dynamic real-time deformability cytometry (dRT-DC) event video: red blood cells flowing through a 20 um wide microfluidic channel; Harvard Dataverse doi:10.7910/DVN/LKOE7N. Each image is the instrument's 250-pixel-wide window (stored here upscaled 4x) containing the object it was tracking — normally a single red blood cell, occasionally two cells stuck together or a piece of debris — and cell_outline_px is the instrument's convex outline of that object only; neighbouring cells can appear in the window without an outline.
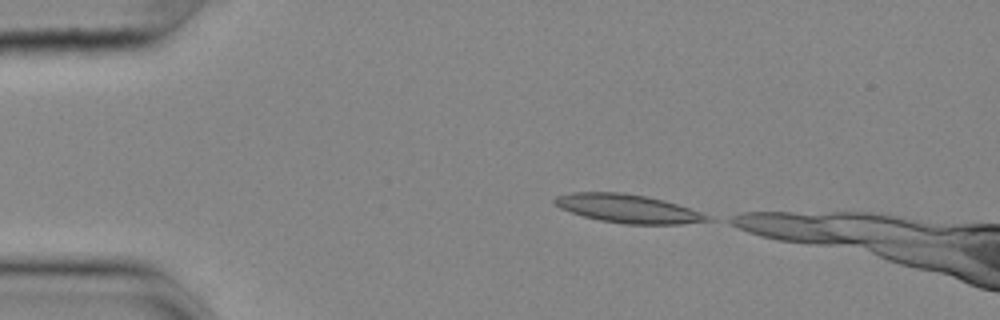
{"species": "common noctule bat (a hibernating species)", "species_latin": "Nyctalus noctula", "temperature_condition": "cold", "stored_images_in_passage": 11, "camera_frame_rate_fps": 3000, "um_per_image_px": 0.085, "animal": {"sex": "female", "body_mass_g": 25.1}, "frame": {"image": 1, "passage_image": 1, "time_ms": 0.0, "image_size_px": [1000, 320], "cell_outline_px": [[716, 220], [680, 224], [624, 224], [600, 220], [584, 216], [560, 208], [552, 204], [552, 200], [556, 196], [568, 192], [624, 192], [664, 200], [712, 216]], "centroid_in_image_um": [53.36, 17.73], "position_along_channel_um": 31.6, "area_um2": 25.43}}
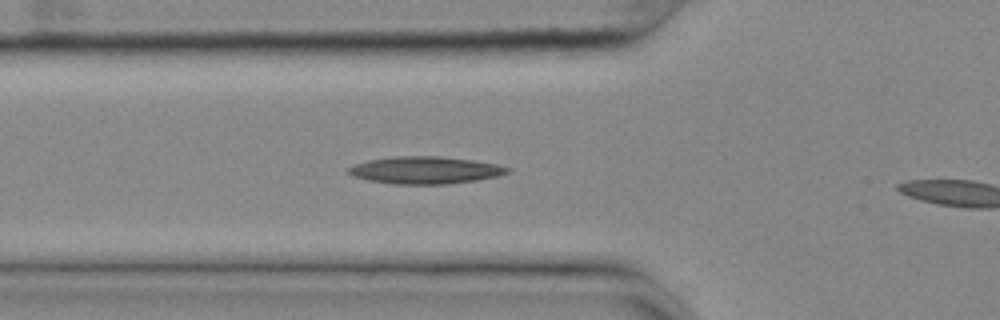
{"frame": {"image": 2, "passage_image": 10, "time_ms": 3.0, "image_size_px": [1000, 320], "cell_outline_px": [[512, 172], [496, 176], [476, 180], [448, 184], [392, 184], [368, 180], [352, 176], [348, 172], [348, 168], [356, 164], [368, 160], [392, 156], [440, 156], [472, 160], [496, 164], [508, 168]], "centroid_in_image_um": [36.12, 14.46], "position_along_channel_um": 89.7, "area_um2": 25.2}}